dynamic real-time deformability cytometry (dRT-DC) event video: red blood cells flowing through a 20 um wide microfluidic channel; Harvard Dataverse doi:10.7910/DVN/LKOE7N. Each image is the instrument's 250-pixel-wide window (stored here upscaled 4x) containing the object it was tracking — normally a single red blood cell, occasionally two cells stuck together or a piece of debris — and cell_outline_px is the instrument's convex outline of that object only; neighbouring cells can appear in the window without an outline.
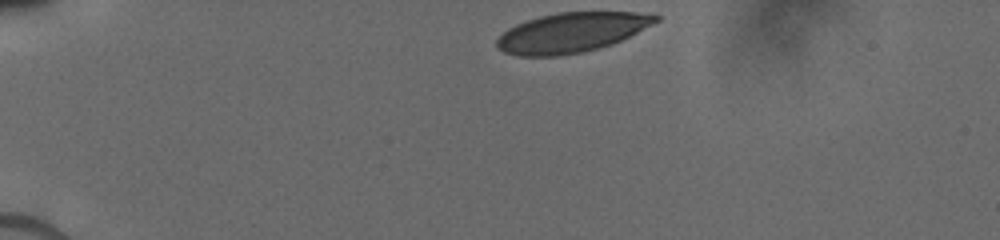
{"species": "human", "species_latin": "Homo sapiens", "temperature_condition": "cold", "stored_images_in_passage": 54, "camera_frame_rate_fps": 3000, "um_per_image_px": 0.085, "donor": {"sex": "male"}, "frame": {"image": 1, "passage_image": 1, "time_ms": 0.0, "image_size_px": [1000, 240], "cell_outline_px": [[660, 20], [612, 44], [600, 48], [560, 56], [520, 56], [504, 52], [496, 48], [496, 40], [508, 28], [516, 24], [540, 16], [560, 12], [636, 12], [660, 16]], "centroid_in_image_um": [48.54, 2.77], "position_along_channel_um": 36.5, "area_um2": 36.47}}
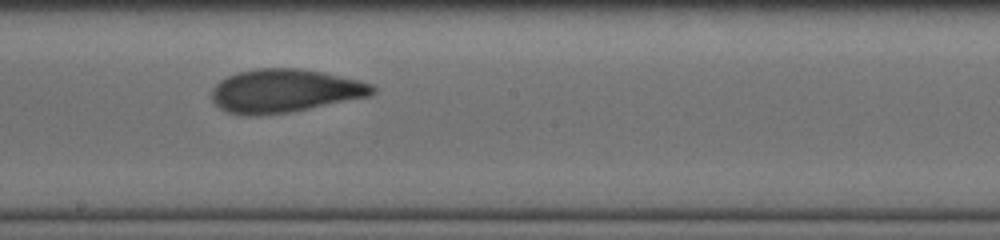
{"frame": {"image": 2, "passage_image": 32, "time_ms": 6.333, "image_size_px": [1000, 240], "cell_outline_px": [[376, 92], [372, 96], [292, 112], [260, 116], [248, 116], [228, 112], [212, 104], [212, 88], [220, 80], [236, 72], [256, 68], [300, 68], [324, 72], [360, 80], [372, 84], [376, 88]], "centroid_in_image_um": [24.21, 7.73], "position_along_channel_um": 224.0, "area_um2": 41.33}}
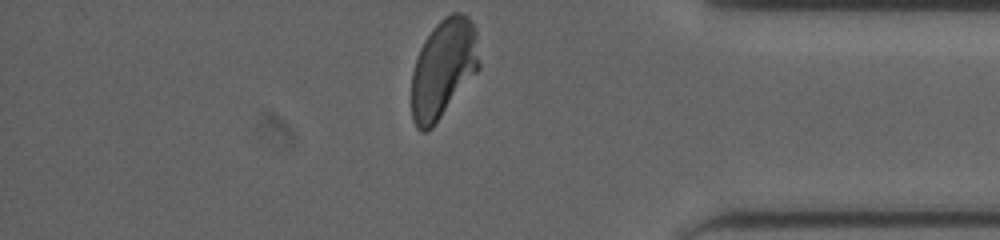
{"frame": {"image": 3, "passage_image": 52, "time_ms": 11.0, "image_size_px": [1000, 240], "cell_outline_px": [[480, 68], [432, 128], [428, 132], [420, 132], [416, 128], [412, 120], [412, 72], [416, 56], [424, 40], [432, 28], [444, 16], [452, 12], [460, 12], [468, 16], [472, 20], [476, 28], [480, 64]], "centroid_in_image_um": [37.68, 5.81], "position_along_channel_um": 397.5, "area_um2": 39.36}}